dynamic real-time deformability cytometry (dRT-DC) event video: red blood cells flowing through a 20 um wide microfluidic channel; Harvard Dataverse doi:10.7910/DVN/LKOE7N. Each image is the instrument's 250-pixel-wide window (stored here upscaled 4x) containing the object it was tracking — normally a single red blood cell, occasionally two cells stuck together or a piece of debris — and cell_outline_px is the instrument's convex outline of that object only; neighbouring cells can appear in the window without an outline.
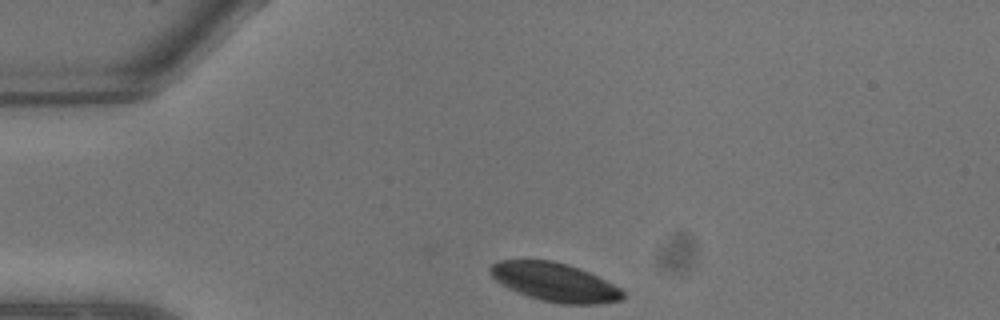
{"species": "common noctule bat (a hibernating species)", "species_latin": "Nyctalus noctula", "temperature_condition": "warm", "stored_images_in_passage": 5, "camera_frame_rate_fps": 3000, "um_per_image_px": 0.085, "animal": {"sex": "male", "body_mass_g": 13.3}, "frame": {"image": 1, "passage_image": 1, "time_ms": 0.0, "image_size_px": [1000, 320], "cell_outline_px": [[624, 300], [596, 304], [564, 304], [540, 300], [516, 292], [508, 288], [496, 280], [488, 272], [488, 268], [492, 264], [500, 260], [552, 260], [568, 264], [580, 268], [620, 288], [624, 292]], "centroid_in_image_um": [47.14, 23.98], "position_along_channel_um": 37.9, "area_um2": 29.82}}
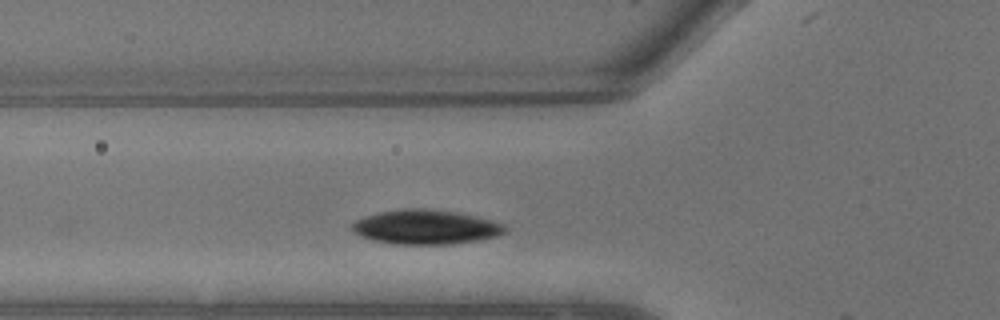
{"frame": {"image": 2, "passage_image": 4, "time_ms": 1.0, "image_size_px": [1000, 320], "cell_outline_px": [[508, 228], [504, 232], [496, 236], [480, 240], [452, 244], [396, 244], [372, 240], [356, 232], [352, 228], [352, 224], [356, 220], [364, 216], [376, 212], [404, 208], [432, 208], [456, 212], [476, 216], [492, 220], [504, 224]], "centroid_in_image_um": [36.22, 19.28], "position_along_channel_um": 89.6, "area_um2": 30.81}}